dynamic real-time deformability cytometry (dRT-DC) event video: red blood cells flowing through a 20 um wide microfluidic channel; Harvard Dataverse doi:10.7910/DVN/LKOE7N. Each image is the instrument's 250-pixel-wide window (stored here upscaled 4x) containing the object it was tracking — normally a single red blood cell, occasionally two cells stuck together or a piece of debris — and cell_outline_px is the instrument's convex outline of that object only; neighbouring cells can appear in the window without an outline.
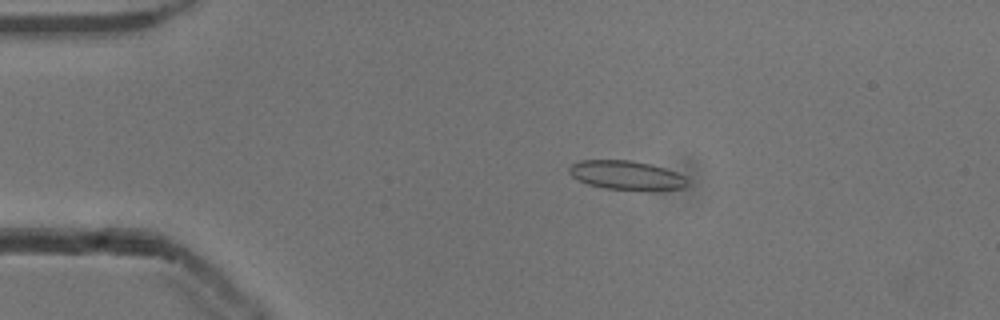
{"species": "common noctule bat (a hibernating species)", "species_latin": "Nyctalus noctula", "temperature_condition": "cold", "stored_images_in_passage": 45, "camera_frame_rate_fps": 3000, "um_per_image_px": 0.085, "animal": {"sex": "male", "body_mass_g": 13.3}, "frame": {"image": 1, "passage_image": 2, "time_ms": 0.333, "image_size_px": [1000, 320], "cell_outline_px": [[688, 184], [684, 188], [604, 188], [588, 184], [572, 176], [568, 172], [568, 168], [572, 164], [580, 160], [632, 160], [652, 164], [676, 172], [684, 176], [688, 180]], "centroid_in_image_um": [53.2, 14.85], "position_along_channel_um": 31.8, "area_um2": 19.36}}
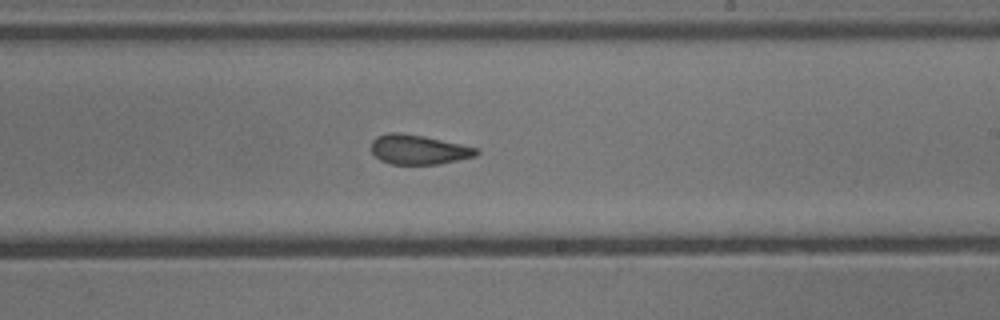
{"frame": {"image": 2, "passage_image": 23, "time_ms": 7.333, "image_size_px": [1000, 320], "cell_outline_px": [[480, 152], [476, 156], [440, 164], [392, 164], [380, 160], [372, 152], [372, 140], [376, 136], [388, 132], [400, 132], [424, 136], [460, 144], [476, 148]], "centroid_in_image_um": [35.56, 12.71], "position_along_channel_um": 253.4, "area_um2": 18.09}}
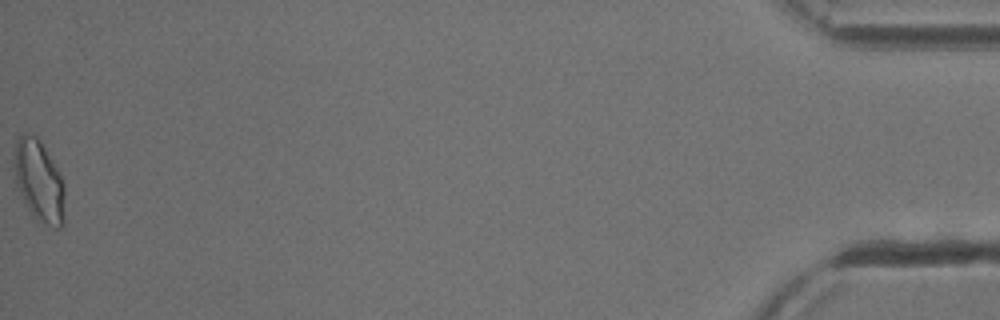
{"frame": {"image": 3, "passage_image": 45, "time_ms": 14.667, "image_size_px": [1000, 320], "cell_outline_px": [[64, 224], [60, 228], [56, 228], [32, 220], [20, 192], [16, 180], [12, 156], [16, 140], [24, 132], [32, 132], [40, 140], [56, 168], [64, 184]], "centroid_in_image_um": [3.29, 15.4], "position_along_channel_um": 431.9, "area_um2": 24.45}, "authors_computed_cell_mechanics": {"area_um2": 18.9006, "velocity_mm_per_s": 3.8646, "shape_relaxation_time_tau1_ms": 4.3375, "shape_relaxation_time_tau2_ms": 1.4545, "deformation_change_tau1": 0.1341, "deformation_change_tau2": 0.0911}}